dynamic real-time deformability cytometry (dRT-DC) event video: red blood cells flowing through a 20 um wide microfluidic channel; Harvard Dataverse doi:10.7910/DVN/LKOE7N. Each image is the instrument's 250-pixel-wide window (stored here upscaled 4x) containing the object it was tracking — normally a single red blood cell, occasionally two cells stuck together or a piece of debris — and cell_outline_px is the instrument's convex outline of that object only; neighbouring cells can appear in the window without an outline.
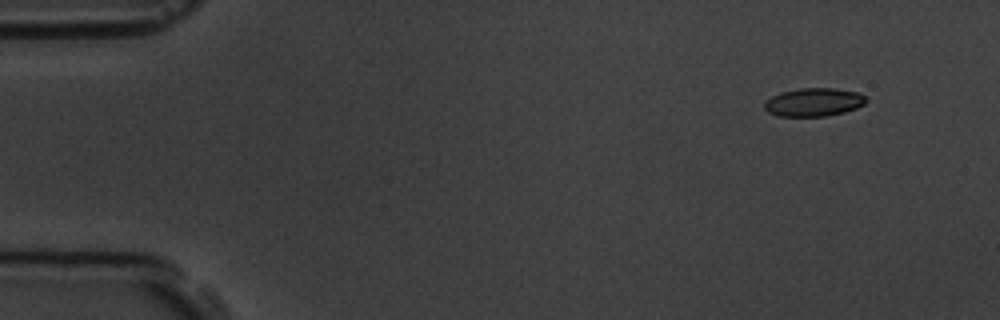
{"species": "common noctule bat (a hibernating species)", "species_latin": "Nyctalus noctula", "temperature_condition": "room temperature", "stored_images_in_passage": 5, "segment_of_instrument_passage": [2, 2], "camera_frame_rate_fps": 3000, "um_per_image_px": 0.085, "animal": {"sex": "male", "body_mass_g": 19.5, "forearm_length_mm": 54.6}, "frame": {"image": 1, "passage_image": 5, "time_ms": 4.667, "image_size_px": [1000, 320], "cell_outline_px": [[868, 100], [864, 104], [856, 108], [844, 112], [824, 116], [780, 116], [768, 112], [764, 108], [764, 104], [772, 96], [780, 92], [800, 88], [836, 88], [856, 92], [864, 96]], "centroid_in_image_um": [69.17, 8.68], "position_along_channel_um": 15.8, "area_um2": 16.65}}